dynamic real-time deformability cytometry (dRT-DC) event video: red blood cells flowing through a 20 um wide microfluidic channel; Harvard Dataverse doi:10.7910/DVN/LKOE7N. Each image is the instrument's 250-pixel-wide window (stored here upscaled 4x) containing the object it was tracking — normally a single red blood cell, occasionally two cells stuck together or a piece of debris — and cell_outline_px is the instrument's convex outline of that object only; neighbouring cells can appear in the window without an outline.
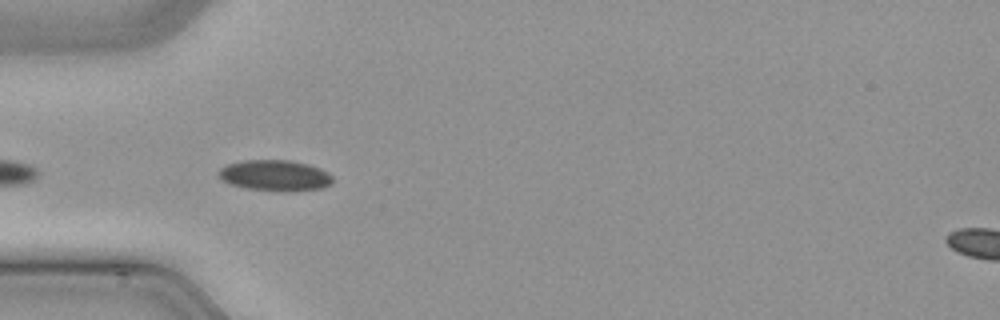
{"species": "common noctule bat (a hibernating species)", "species_latin": "Nyctalus noctula", "temperature_condition": "cold", "stored_images_in_passage": 10, "camera_frame_rate_fps": 3000, "um_per_image_px": 0.085, "animal": {"sex": "male", "body_mass_g": 21.5, "forearm_length_mm": 52.0}, "frame": {"image": 1, "passage_image": 4, "time_ms": 1.0, "image_size_px": [1000, 320], "cell_outline_px": [[332, 184], [320, 188], [248, 188], [232, 184], [220, 180], [216, 176], [216, 172], [220, 168], [228, 164], [244, 160], [292, 160], [308, 164], [320, 168], [328, 172], [332, 176]], "centroid_in_image_um": [23.31, 14.84], "position_along_channel_um": 61.7, "area_um2": 19.65}}